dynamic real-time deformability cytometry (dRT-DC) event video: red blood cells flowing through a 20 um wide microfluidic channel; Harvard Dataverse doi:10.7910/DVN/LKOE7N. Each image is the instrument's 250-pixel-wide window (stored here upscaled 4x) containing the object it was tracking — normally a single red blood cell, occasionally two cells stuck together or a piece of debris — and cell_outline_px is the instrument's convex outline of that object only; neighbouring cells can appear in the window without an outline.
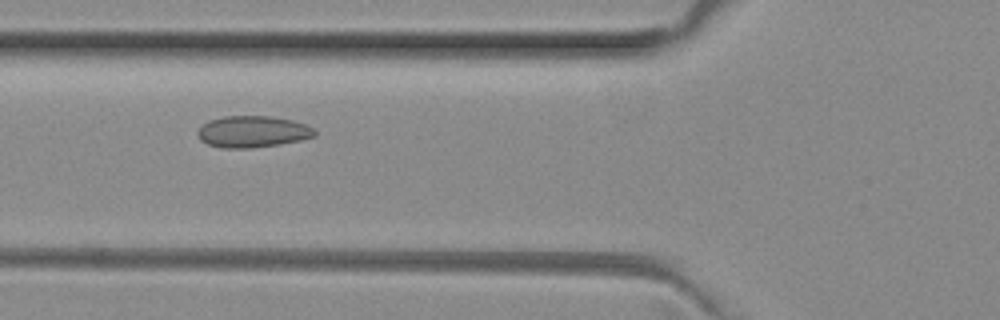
{"species": "common noctule bat (a hibernating species)", "species_latin": "Nyctalus noctula", "temperature_condition": "room temperature", "stored_images_in_passage": 8, "camera_frame_rate_fps": 3000, "um_per_image_px": 0.085, "animal": {"sex": "female", "body_mass_g": 29.2, "forearm_length_mm": 56.3}, "frame": {"image": 1, "passage_image": 6, "time_ms": 1.667, "image_size_px": [1000, 320], "cell_outline_px": [[316, 136], [300, 140], [280, 144], [252, 148], [224, 148], [208, 144], [200, 140], [196, 132], [208, 120], [224, 116], [272, 116], [292, 120], [304, 124], [312, 128], [316, 132]], "centroid_in_image_um": [21.46, 11.19], "position_along_channel_um": 104.3, "area_um2": 21.5}}
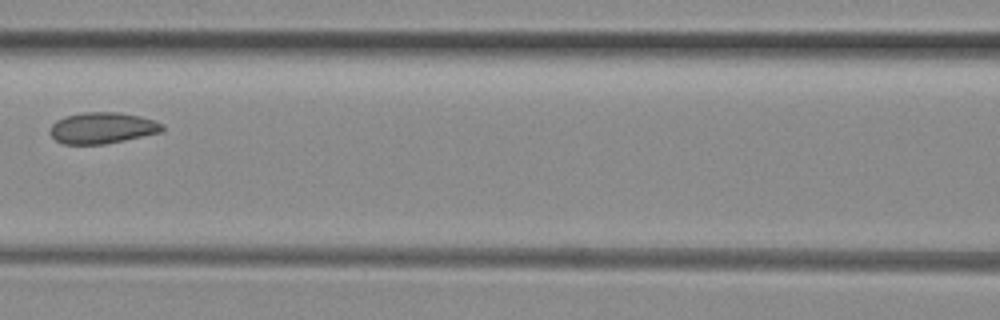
{"frame": {"image": 2, "passage_image": 7, "time_ms": 2.0, "image_size_px": [1000, 320], "cell_outline_px": [[164, 132], [104, 144], [64, 144], [56, 140], [48, 132], [52, 124], [56, 120], [64, 116], [80, 112], [120, 112], [140, 116], [156, 120], [164, 124]], "centroid_in_image_um": [8.72, 10.86], "position_along_channel_um": 157.9, "area_um2": 20.75}}
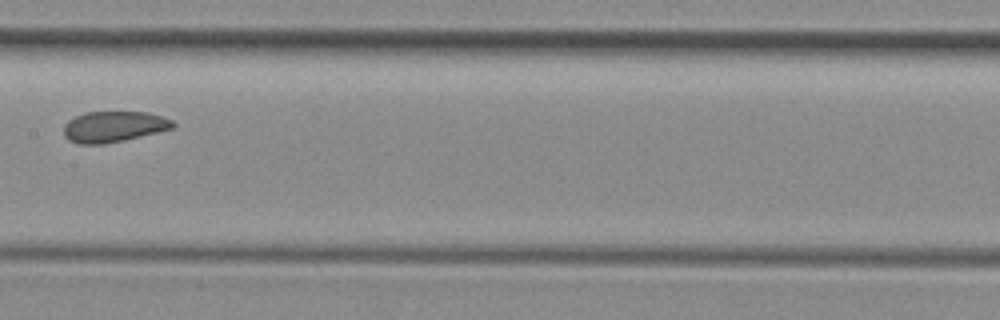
{"frame": {"image": 3, "passage_image": 8, "time_ms": 2.333, "image_size_px": [1000, 320], "cell_outline_px": [[176, 124], [172, 128], [124, 140], [104, 144], [80, 144], [68, 140], [64, 136], [64, 124], [68, 120], [84, 112], [148, 112], [172, 120]], "centroid_in_image_um": [9.62, 10.76], "position_along_channel_um": 197.8, "area_um2": 19.54}}